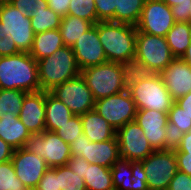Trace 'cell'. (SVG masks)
<instances>
[{
    "mask_svg": "<svg viewBox=\"0 0 191 190\" xmlns=\"http://www.w3.org/2000/svg\"><path fill=\"white\" fill-rule=\"evenodd\" d=\"M136 26L111 21L98 22V36L107 61L132 68L136 55Z\"/></svg>",
    "mask_w": 191,
    "mask_h": 190,
    "instance_id": "cell-1",
    "label": "cell"
},
{
    "mask_svg": "<svg viewBox=\"0 0 191 190\" xmlns=\"http://www.w3.org/2000/svg\"><path fill=\"white\" fill-rule=\"evenodd\" d=\"M127 89L137 109H151L168 113L175 102L160 74L131 70Z\"/></svg>",
    "mask_w": 191,
    "mask_h": 190,
    "instance_id": "cell-2",
    "label": "cell"
},
{
    "mask_svg": "<svg viewBox=\"0 0 191 190\" xmlns=\"http://www.w3.org/2000/svg\"><path fill=\"white\" fill-rule=\"evenodd\" d=\"M0 89L41 91L37 61L27 52L0 57Z\"/></svg>",
    "mask_w": 191,
    "mask_h": 190,
    "instance_id": "cell-3",
    "label": "cell"
},
{
    "mask_svg": "<svg viewBox=\"0 0 191 190\" xmlns=\"http://www.w3.org/2000/svg\"><path fill=\"white\" fill-rule=\"evenodd\" d=\"M132 68L117 62H105L81 70L87 87L96 100L112 96L127 89Z\"/></svg>",
    "mask_w": 191,
    "mask_h": 190,
    "instance_id": "cell-4",
    "label": "cell"
},
{
    "mask_svg": "<svg viewBox=\"0 0 191 190\" xmlns=\"http://www.w3.org/2000/svg\"><path fill=\"white\" fill-rule=\"evenodd\" d=\"M174 59L165 37L137 30L136 55L132 70L159 74Z\"/></svg>",
    "mask_w": 191,
    "mask_h": 190,
    "instance_id": "cell-5",
    "label": "cell"
},
{
    "mask_svg": "<svg viewBox=\"0 0 191 190\" xmlns=\"http://www.w3.org/2000/svg\"><path fill=\"white\" fill-rule=\"evenodd\" d=\"M37 64L39 84L43 91H50L81 73L72 47L63 46L51 56L38 60Z\"/></svg>",
    "mask_w": 191,
    "mask_h": 190,
    "instance_id": "cell-6",
    "label": "cell"
},
{
    "mask_svg": "<svg viewBox=\"0 0 191 190\" xmlns=\"http://www.w3.org/2000/svg\"><path fill=\"white\" fill-rule=\"evenodd\" d=\"M24 148L43 158L50 168L66 165L71 158L70 144L46 130L31 134Z\"/></svg>",
    "mask_w": 191,
    "mask_h": 190,
    "instance_id": "cell-7",
    "label": "cell"
},
{
    "mask_svg": "<svg viewBox=\"0 0 191 190\" xmlns=\"http://www.w3.org/2000/svg\"><path fill=\"white\" fill-rule=\"evenodd\" d=\"M0 22L4 34L13 38L18 50L29 53L35 37L30 17L8 2L0 4Z\"/></svg>",
    "mask_w": 191,
    "mask_h": 190,
    "instance_id": "cell-8",
    "label": "cell"
},
{
    "mask_svg": "<svg viewBox=\"0 0 191 190\" xmlns=\"http://www.w3.org/2000/svg\"><path fill=\"white\" fill-rule=\"evenodd\" d=\"M71 156H81L89 163L111 168L120 157L117 136L103 142H91L82 133L70 143Z\"/></svg>",
    "mask_w": 191,
    "mask_h": 190,
    "instance_id": "cell-9",
    "label": "cell"
},
{
    "mask_svg": "<svg viewBox=\"0 0 191 190\" xmlns=\"http://www.w3.org/2000/svg\"><path fill=\"white\" fill-rule=\"evenodd\" d=\"M149 190H167L178 171L174 151L157 150L142 160Z\"/></svg>",
    "mask_w": 191,
    "mask_h": 190,
    "instance_id": "cell-10",
    "label": "cell"
},
{
    "mask_svg": "<svg viewBox=\"0 0 191 190\" xmlns=\"http://www.w3.org/2000/svg\"><path fill=\"white\" fill-rule=\"evenodd\" d=\"M49 92L61 100L74 115H83L95 108L92 91L81 74L53 87Z\"/></svg>",
    "mask_w": 191,
    "mask_h": 190,
    "instance_id": "cell-11",
    "label": "cell"
},
{
    "mask_svg": "<svg viewBox=\"0 0 191 190\" xmlns=\"http://www.w3.org/2000/svg\"><path fill=\"white\" fill-rule=\"evenodd\" d=\"M116 131L135 121L137 108L128 89L95 101L94 108Z\"/></svg>",
    "mask_w": 191,
    "mask_h": 190,
    "instance_id": "cell-12",
    "label": "cell"
},
{
    "mask_svg": "<svg viewBox=\"0 0 191 190\" xmlns=\"http://www.w3.org/2000/svg\"><path fill=\"white\" fill-rule=\"evenodd\" d=\"M120 157L129 161H142L155 151L143 129L136 121L129 122L116 131Z\"/></svg>",
    "mask_w": 191,
    "mask_h": 190,
    "instance_id": "cell-13",
    "label": "cell"
},
{
    "mask_svg": "<svg viewBox=\"0 0 191 190\" xmlns=\"http://www.w3.org/2000/svg\"><path fill=\"white\" fill-rule=\"evenodd\" d=\"M174 23L171 9L165 2L145 1L136 29L139 32L165 37Z\"/></svg>",
    "mask_w": 191,
    "mask_h": 190,
    "instance_id": "cell-14",
    "label": "cell"
},
{
    "mask_svg": "<svg viewBox=\"0 0 191 190\" xmlns=\"http://www.w3.org/2000/svg\"><path fill=\"white\" fill-rule=\"evenodd\" d=\"M11 161L16 176L28 190H34L49 168L45 160L25 148L14 150Z\"/></svg>",
    "mask_w": 191,
    "mask_h": 190,
    "instance_id": "cell-15",
    "label": "cell"
},
{
    "mask_svg": "<svg viewBox=\"0 0 191 190\" xmlns=\"http://www.w3.org/2000/svg\"><path fill=\"white\" fill-rule=\"evenodd\" d=\"M72 50L80 70L107 62L98 36V22L77 39Z\"/></svg>",
    "mask_w": 191,
    "mask_h": 190,
    "instance_id": "cell-16",
    "label": "cell"
},
{
    "mask_svg": "<svg viewBox=\"0 0 191 190\" xmlns=\"http://www.w3.org/2000/svg\"><path fill=\"white\" fill-rule=\"evenodd\" d=\"M135 121L143 129L152 148L164 150L165 127L168 123V113L151 109H137Z\"/></svg>",
    "mask_w": 191,
    "mask_h": 190,
    "instance_id": "cell-17",
    "label": "cell"
},
{
    "mask_svg": "<svg viewBox=\"0 0 191 190\" xmlns=\"http://www.w3.org/2000/svg\"><path fill=\"white\" fill-rule=\"evenodd\" d=\"M159 74L174 101L191 92V67L181 58H175Z\"/></svg>",
    "mask_w": 191,
    "mask_h": 190,
    "instance_id": "cell-18",
    "label": "cell"
},
{
    "mask_svg": "<svg viewBox=\"0 0 191 190\" xmlns=\"http://www.w3.org/2000/svg\"><path fill=\"white\" fill-rule=\"evenodd\" d=\"M19 119L31 134L45 131V91L25 95Z\"/></svg>",
    "mask_w": 191,
    "mask_h": 190,
    "instance_id": "cell-19",
    "label": "cell"
},
{
    "mask_svg": "<svg viewBox=\"0 0 191 190\" xmlns=\"http://www.w3.org/2000/svg\"><path fill=\"white\" fill-rule=\"evenodd\" d=\"M0 118V138L15 150L24 148L31 133L20 121L19 116L3 113Z\"/></svg>",
    "mask_w": 191,
    "mask_h": 190,
    "instance_id": "cell-20",
    "label": "cell"
},
{
    "mask_svg": "<svg viewBox=\"0 0 191 190\" xmlns=\"http://www.w3.org/2000/svg\"><path fill=\"white\" fill-rule=\"evenodd\" d=\"M83 133L91 142L113 139L116 130L94 109L80 115Z\"/></svg>",
    "mask_w": 191,
    "mask_h": 190,
    "instance_id": "cell-21",
    "label": "cell"
},
{
    "mask_svg": "<svg viewBox=\"0 0 191 190\" xmlns=\"http://www.w3.org/2000/svg\"><path fill=\"white\" fill-rule=\"evenodd\" d=\"M74 114L49 91H45V130L55 132L67 123Z\"/></svg>",
    "mask_w": 191,
    "mask_h": 190,
    "instance_id": "cell-22",
    "label": "cell"
},
{
    "mask_svg": "<svg viewBox=\"0 0 191 190\" xmlns=\"http://www.w3.org/2000/svg\"><path fill=\"white\" fill-rule=\"evenodd\" d=\"M65 46L59 29L36 33L29 54L36 60L51 56L56 50Z\"/></svg>",
    "mask_w": 191,
    "mask_h": 190,
    "instance_id": "cell-23",
    "label": "cell"
},
{
    "mask_svg": "<svg viewBox=\"0 0 191 190\" xmlns=\"http://www.w3.org/2000/svg\"><path fill=\"white\" fill-rule=\"evenodd\" d=\"M165 38L172 55L175 58H181L191 42V24L188 22H175Z\"/></svg>",
    "mask_w": 191,
    "mask_h": 190,
    "instance_id": "cell-24",
    "label": "cell"
},
{
    "mask_svg": "<svg viewBox=\"0 0 191 190\" xmlns=\"http://www.w3.org/2000/svg\"><path fill=\"white\" fill-rule=\"evenodd\" d=\"M84 181L87 190H115L111 168L89 163L87 160Z\"/></svg>",
    "mask_w": 191,
    "mask_h": 190,
    "instance_id": "cell-25",
    "label": "cell"
},
{
    "mask_svg": "<svg viewBox=\"0 0 191 190\" xmlns=\"http://www.w3.org/2000/svg\"><path fill=\"white\" fill-rule=\"evenodd\" d=\"M92 26L93 24L90 21L78 18L77 16L67 14L65 17H62L59 31L64 45L72 47L77 39Z\"/></svg>",
    "mask_w": 191,
    "mask_h": 190,
    "instance_id": "cell-26",
    "label": "cell"
},
{
    "mask_svg": "<svg viewBox=\"0 0 191 190\" xmlns=\"http://www.w3.org/2000/svg\"><path fill=\"white\" fill-rule=\"evenodd\" d=\"M144 4L145 0H117L115 14L110 21L136 26Z\"/></svg>",
    "mask_w": 191,
    "mask_h": 190,
    "instance_id": "cell-27",
    "label": "cell"
},
{
    "mask_svg": "<svg viewBox=\"0 0 191 190\" xmlns=\"http://www.w3.org/2000/svg\"><path fill=\"white\" fill-rule=\"evenodd\" d=\"M34 33H42L52 29H59L62 17L50 7L29 14Z\"/></svg>",
    "mask_w": 191,
    "mask_h": 190,
    "instance_id": "cell-28",
    "label": "cell"
},
{
    "mask_svg": "<svg viewBox=\"0 0 191 190\" xmlns=\"http://www.w3.org/2000/svg\"><path fill=\"white\" fill-rule=\"evenodd\" d=\"M26 94L22 90L0 89V118L7 112L19 116Z\"/></svg>",
    "mask_w": 191,
    "mask_h": 190,
    "instance_id": "cell-29",
    "label": "cell"
},
{
    "mask_svg": "<svg viewBox=\"0 0 191 190\" xmlns=\"http://www.w3.org/2000/svg\"><path fill=\"white\" fill-rule=\"evenodd\" d=\"M111 175L115 190H131V161L120 158L111 167Z\"/></svg>",
    "mask_w": 191,
    "mask_h": 190,
    "instance_id": "cell-30",
    "label": "cell"
},
{
    "mask_svg": "<svg viewBox=\"0 0 191 190\" xmlns=\"http://www.w3.org/2000/svg\"><path fill=\"white\" fill-rule=\"evenodd\" d=\"M58 183L60 190H87L84 179L67 165L58 167Z\"/></svg>",
    "mask_w": 191,
    "mask_h": 190,
    "instance_id": "cell-31",
    "label": "cell"
},
{
    "mask_svg": "<svg viewBox=\"0 0 191 190\" xmlns=\"http://www.w3.org/2000/svg\"><path fill=\"white\" fill-rule=\"evenodd\" d=\"M68 14L90 21L93 25L97 23L94 0H71Z\"/></svg>",
    "mask_w": 191,
    "mask_h": 190,
    "instance_id": "cell-32",
    "label": "cell"
},
{
    "mask_svg": "<svg viewBox=\"0 0 191 190\" xmlns=\"http://www.w3.org/2000/svg\"><path fill=\"white\" fill-rule=\"evenodd\" d=\"M0 190H28L16 176L11 160L0 163Z\"/></svg>",
    "mask_w": 191,
    "mask_h": 190,
    "instance_id": "cell-33",
    "label": "cell"
},
{
    "mask_svg": "<svg viewBox=\"0 0 191 190\" xmlns=\"http://www.w3.org/2000/svg\"><path fill=\"white\" fill-rule=\"evenodd\" d=\"M174 152L178 171L191 176V131L184 133L178 149Z\"/></svg>",
    "mask_w": 191,
    "mask_h": 190,
    "instance_id": "cell-34",
    "label": "cell"
},
{
    "mask_svg": "<svg viewBox=\"0 0 191 190\" xmlns=\"http://www.w3.org/2000/svg\"><path fill=\"white\" fill-rule=\"evenodd\" d=\"M55 133L66 143L70 144L83 133L80 115H73L67 123L58 128Z\"/></svg>",
    "mask_w": 191,
    "mask_h": 190,
    "instance_id": "cell-35",
    "label": "cell"
},
{
    "mask_svg": "<svg viewBox=\"0 0 191 190\" xmlns=\"http://www.w3.org/2000/svg\"><path fill=\"white\" fill-rule=\"evenodd\" d=\"M168 121L175 124L183 133L191 131V119L184 113V109L175 102L168 112Z\"/></svg>",
    "mask_w": 191,
    "mask_h": 190,
    "instance_id": "cell-36",
    "label": "cell"
},
{
    "mask_svg": "<svg viewBox=\"0 0 191 190\" xmlns=\"http://www.w3.org/2000/svg\"><path fill=\"white\" fill-rule=\"evenodd\" d=\"M171 9L175 22H188L191 0H162Z\"/></svg>",
    "mask_w": 191,
    "mask_h": 190,
    "instance_id": "cell-37",
    "label": "cell"
},
{
    "mask_svg": "<svg viewBox=\"0 0 191 190\" xmlns=\"http://www.w3.org/2000/svg\"><path fill=\"white\" fill-rule=\"evenodd\" d=\"M166 133L164 150L175 151L178 149L181 139L184 133L173 123L168 121L167 126L165 127Z\"/></svg>",
    "mask_w": 191,
    "mask_h": 190,
    "instance_id": "cell-38",
    "label": "cell"
},
{
    "mask_svg": "<svg viewBox=\"0 0 191 190\" xmlns=\"http://www.w3.org/2000/svg\"><path fill=\"white\" fill-rule=\"evenodd\" d=\"M131 190H149L142 161H131Z\"/></svg>",
    "mask_w": 191,
    "mask_h": 190,
    "instance_id": "cell-39",
    "label": "cell"
},
{
    "mask_svg": "<svg viewBox=\"0 0 191 190\" xmlns=\"http://www.w3.org/2000/svg\"><path fill=\"white\" fill-rule=\"evenodd\" d=\"M10 3L27 16L49 7L47 0H10Z\"/></svg>",
    "mask_w": 191,
    "mask_h": 190,
    "instance_id": "cell-40",
    "label": "cell"
},
{
    "mask_svg": "<svg viewBox=\"0 0 191 190\" xmlns=\"http://www.w3.org/2000/svg\"><path fill=\"white\" fill-rule=\"evenodd\" d=\"M97 12V22L110 21L115 14L117 0H94Z\"/></svg>",
    "mask_w": 191,
    "mask_h": 190,
    "instance_id": "cell-41",
    "label": "cell"
},
{
    "mask_svg": "<svg viewBox=\"0 0 191 190\" xmlns=\"http://www.w3.org/2000/svg\"><path fill=\"white\" fill-rule=\"evenodd\" d=\"M34 190H60L58 183V167H49Z\"/></svg>",
    "mask_w": 191,
    "mask_h": 190,
    "instance_id": "cell-42",
    "label": "cell"
},
{
    "mask_svg": "<svg viewBox=\"0 0 191 190\" xmlns=\"http://www.w3.org/2000/svg\"><path fill=\"white\" fill-rule=\"evenodd\" d=\"M20 53L16 47L13 38L6 36L3 30V24L0 22V57L16 55Z\"/></svg>",
    "mask_w": 191,
    "mask_h": 190,
    "instance_id": "cell-43",
    "label": "cell"
},
{
    "mask_svg": "<svg viewBox=\"0 0 191 190\" xmlns=\"http://www.w3.org/2000/svg\"><path fill=\"white\" fill-rule=\"evenodd\" d=\"M167 190H191V176L177 171Z\"/></svg>",
    "mask_w": 191,
    "mask_h": 190,
    "instance_id": "cell-44",
    "label": "cell"
},
{
    "mask_svg": "<svg viewBox=\"0 0 191 190\" xmlns=\"http://www.w3.org/2000/svg\"><path fill=\"white\" fill-rule=\"evenodd\" d=\"M73 172H77L83 179L85 178L86 159L81 156H71L66 164Z\"/></svg>",
    "mask_w": 191,
    "mask_h": 190,
    "instance_id": "cell-45",
    "label": "cell"
},
{
    "mask_svg": "<svg viewBox=\"0 0 191 190\" xmlns=\"http://www.w3.org/2000/svg\"><path fill=\"white\" fill-rule=\"evenodd\" d=\"M70 1L71 0H47L48 6L61 17H65L68 14Z\"/></svg>",
    "mask_w": 191,
    "mask_h": 190,
    "instance_id": "cell-46",
    "label": "cell"
},
{
    "mask_svg": "<svg viewBox=\"0 0 191 190\" xmlns=\"http://www.w3.org/2000/svg\"><path fill=\"white\" fill-rule=\"evenodd\" d=\"M14 148L0 138V163L10 161Z\"/></svg>",
    "mask_w": 191,
    "mask_h": 190,
    "instance_id": "cell-47",
    "label": "cell"
},
{
    "mask_svg": "<svg viewBox=\"0 0 191 190\" xmlns=\"http://www.w3.org/2000/svg\"><path fill=\"white\" fill-rule=\"evenodd\" d=\"M175 103L184 109V113L191 119V92L175 100Z\"/></svg>",
    "mask_w": 191,
    "mask_h": 190,
    "instance_id": "cell-48",
    "label": "cell"
},
{
    "mask_svg": "<svg viewBox=\"0 0 191 190\" xmlns=\"http://www.w3.org/2000/svg\"><path fill=\"white\" fill-rule=\"evenodd\" d=\"M181 59L191 67V42Z\"/></svg>",
    "mask_w": 191,
    "mask_h": 190,
    "instance_id": "cell-49",
    "label": "cell"
},
{
    "mask_svg": "<svg viewBox=\"0 0 191 190\" xmlns=\"http://www.w3.org/2000/svg\"><path fill=\"white\" fill-rule=\"evenodd\" d=\"M188 23H190V24H191V7H190V10H189Z\"/></svg>",
    "mask_w": 191,
    "mask_h": 190,
    "instance_id": "cell-50",
    "label": "cell"
},
{
    "mask_svg": "<svg viewBox=\"0 0 191 190\" xmlns=\"http://www.w3.org/2000/svg\"><path fill=\"white\" fill-rule=\"evenodd\" d=\"M8 2H10V0H0V4L8 3Z\"/></svg>",
    "mask_w": 191,
    "mask_h": 190,
    "instance_id": "cell-51",
    "label": "cell"
}]
</instances>
